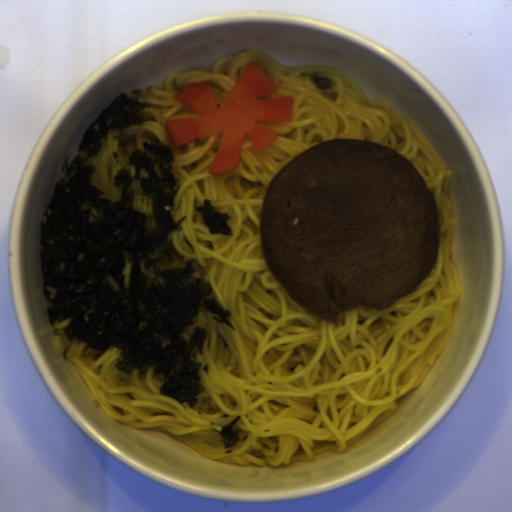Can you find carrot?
<instances>
[{
  "label": "carrot",
  "mask_w": 512,
  "mask_h": 512,
  "mask_svg": "<svg viewBox=\"0 0 512 512\" xmlns=\"http://www.w3.org/2000/svg\"><path fill=\"white\" fill-rule=\"evenodd\" d=\"M275 90L273 79L253 63L244 68L221 102L217 101L207 80L196 82L173 96L200 117L167 120L168 141L178 148L221 132V144L208 171L214 176L230 173L239 167L245 135L257 154L278 138L261 122L292 121V95L264 97Z\"/></svg>",
  "instance_id": "b8716197"
}]
</instances>
